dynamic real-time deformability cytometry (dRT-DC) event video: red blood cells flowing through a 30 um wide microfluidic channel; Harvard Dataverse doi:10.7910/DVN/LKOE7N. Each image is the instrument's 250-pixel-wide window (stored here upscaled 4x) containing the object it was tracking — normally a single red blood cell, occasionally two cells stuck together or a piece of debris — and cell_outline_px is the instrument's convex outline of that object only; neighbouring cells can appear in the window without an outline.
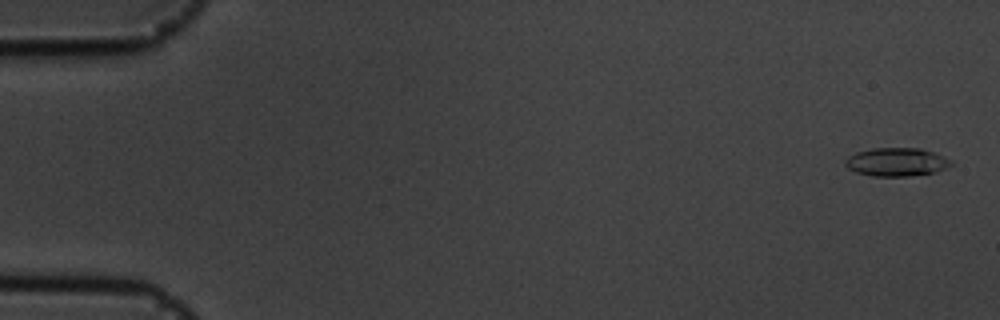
{"species": "common noctule bat (a hibernating species)", "species_latin": "Nyctalus noctula", "temperature_condition": "cold", "stored_images_in_passage": 57, "camera_frame_rate_fps": 3000, "um_per_image_px": 0.085, "animal": {"sex": "male", "body_mass_g": 19.5, "forearm_length_mm": 54.6}, "frame": {"image": 1, "passage_image": 2, "time_ms": 0.333, "image_size_px": [1000, 320], "cell_outline_px": [[952, 164], [936, 172], [908, 176], [872, 176], [856, 172], [848, 168], [844, 164], [844, 160], [848, 156], [856, 152], [872, 148], [920, 148], [944, 156], [952, 160]], "centroid_in_image_um": [76.18, 13.76], "position_along_channel_um": 8.8, "area_um2": 17.51}}
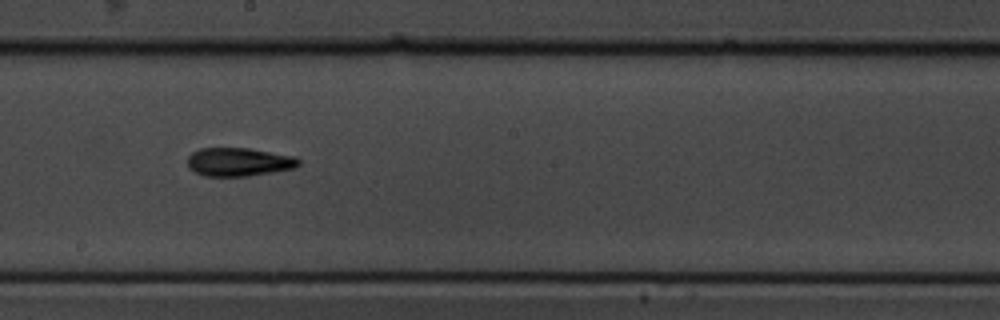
{"frame": {"image": 2, "passage_image": 32, "time_ms": 10.333, "image_size_px": [1000, 320], "cell_outline_px": [[300, 164], [296, 168], [248, 176], [204, 176], [188, 168], [188, 156], [192, 152], [200, 148], [248, 148], [296, 156], [300, 160]], "centroid_in_image_um": [20.32, 13.76], "position_along_channel_um": 227.9, "area_um2": 18.55}}
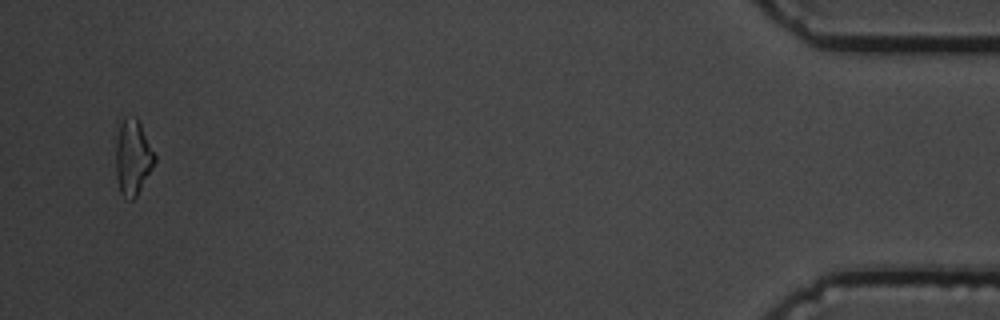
{"frame": {"image": 3, "passage_image": 55, "time_ms": 18.0, "image_size_px": [1000, 320], "cell_outline_px": [[156, 160], [152, 168], [136, 196], [132, 200], [128, 200], [120, 192], [116, 176], [116, 120], [124, 116], [136, 116], [156, 156]], "centroid_in_image_um": [11.24, 13.29], "position_along_channel_um": 424.0, "area_um2": 17.4}, "authors_computed_cell_mechanics": {"area_um2": 17.629, "velocity_mm_per_s": 3.5952, "shape_relaxation_time_tau1_ms": 6.7356, "shape_relaxation_time_tau2_ms": 5.992, "deformation_change_tau1": 0.1755, "deformation_change_tau2": 0.1494}}